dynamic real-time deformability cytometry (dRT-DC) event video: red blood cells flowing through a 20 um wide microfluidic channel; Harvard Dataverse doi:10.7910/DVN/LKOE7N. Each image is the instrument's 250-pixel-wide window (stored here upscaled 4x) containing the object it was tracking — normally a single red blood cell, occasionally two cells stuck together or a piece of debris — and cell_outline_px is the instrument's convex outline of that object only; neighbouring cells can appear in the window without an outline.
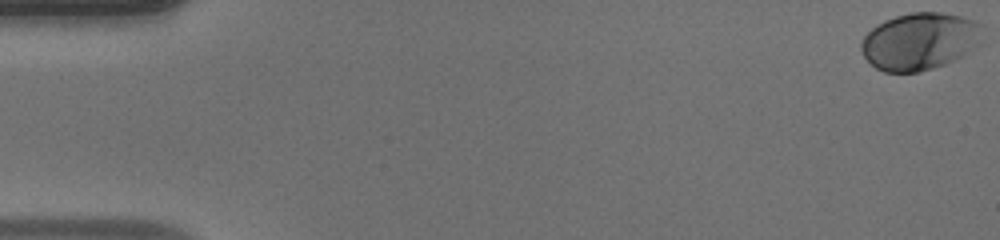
{"species": "human", "species_latin": "Homo sapiens", "temperature_condition": "warm", "stored_images_in_passage": 15, "camera_frame_rate_fps": 3000, "um_per_image_px": 0.085, "donor": {"sex": "male"}, "frame": {"image": 1, "passage_image": 1, "time_ms": 0.0, "image_size_px": [1000, 240], "cell_outline_px": [[984, 44], [964, 56], [956, 60], [920, 72], [884, 72], [876, 68], [864, 56], [860, 48], [860, 44], [864, 36], [876, 24], [884, 20], [896, 16], [912, 12], [940, 12], [960, 16], [972, 20], [980, 24]], "centroid_in_image_um": [78.22, 3.52], "position_along_channel_um": 6.8, "area_um2": 40.92}}
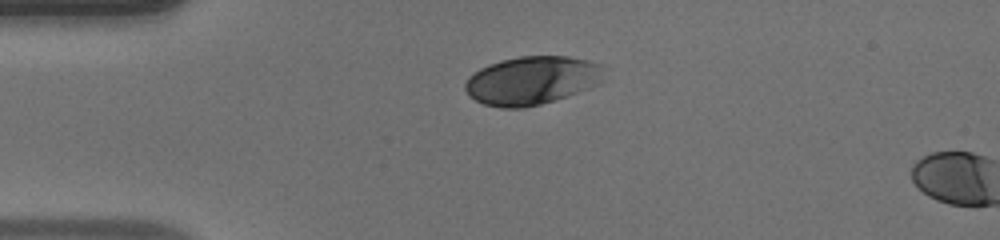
{"frame": {"image": 2, "passage_image": 13, "time_ms": 4.0, "image_size_px": [1000, 240], "cell_outline_px": [[604, 80], [600, 84], [540, 104], [524, 108], [500, 108], [484, 104], [476, 100], [464, 88], [464, 84], [468, 76], [472, 72], [488, 64], [500, 60], [520, 56], [568, 56], [588, 60], [600, 64]], "centroid_in_image_um": [45.18, 6.82], "position_along_channel_um": 39.8, "area_um2": 39.07}}